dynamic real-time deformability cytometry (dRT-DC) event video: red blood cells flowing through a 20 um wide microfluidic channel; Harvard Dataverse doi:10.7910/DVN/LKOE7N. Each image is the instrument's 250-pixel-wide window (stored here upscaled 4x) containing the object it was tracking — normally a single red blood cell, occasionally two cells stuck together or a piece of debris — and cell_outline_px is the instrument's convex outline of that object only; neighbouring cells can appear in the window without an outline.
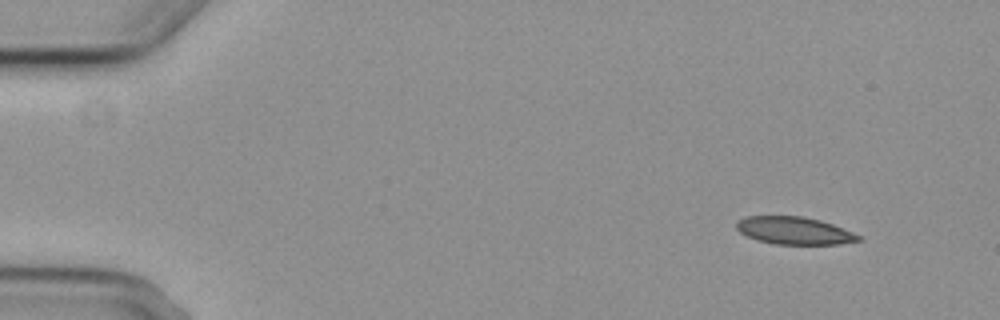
{"species": "common noctule bat (a hibernating species)", "species_latin": "Nyctalus noctula", "temperature_condition": "cold", "stored_images_in_passage": 4, "camera_frame_rate_fps": 3000, "um_per_image_px": 0.085, "animal": {"sex": "female", "body_mass_g": 29.2, "forearm_length_mm": 56.3}, "frame": {"image": 1, "passage_image": 1, "time_ms": 0.0, "image_size_px": [1000, 320], "cell_outline_px": [[860, 240], [840, 244], [776, 244], [756, 240], [740, 232], [736, 228], [736, 224], [744, 216], [804, 216], [820, 220], [832, 224], [852, 232], [860, 236]], "centroid_in_image_um": [67.49, 19.6], "position_along_channel_um": 17.5, "area_um2": 19.42}}
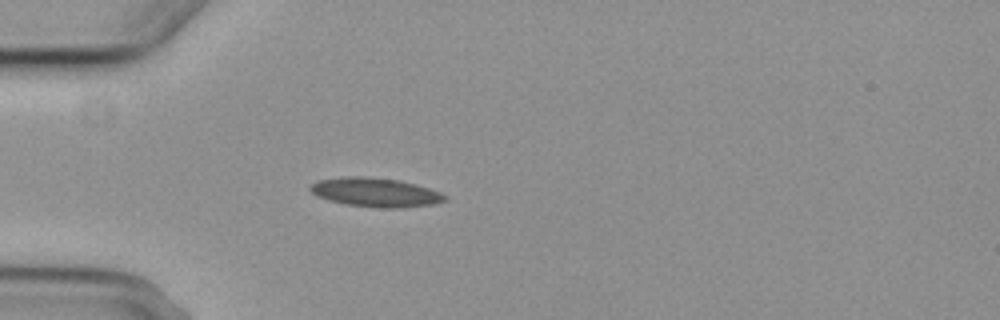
{"frame": {"image": 2, "passage_image": 4, "time_ms": 3.667, "image_size_px": [1000, 320], "cell_outline_px": [[448, 200], [432, 204], [400, 208], [376, 208], [344, 204], [328, 200], [316, 196], [308, 188], [316, 180], [348, 176], [364, 176], [396, 180], [416, 184], [440, 192], [448, 196]], "centroid_in_image_um": [31.9, 16.36], "position_along_channel_um": 53.1, "area_um2": 22.89}}